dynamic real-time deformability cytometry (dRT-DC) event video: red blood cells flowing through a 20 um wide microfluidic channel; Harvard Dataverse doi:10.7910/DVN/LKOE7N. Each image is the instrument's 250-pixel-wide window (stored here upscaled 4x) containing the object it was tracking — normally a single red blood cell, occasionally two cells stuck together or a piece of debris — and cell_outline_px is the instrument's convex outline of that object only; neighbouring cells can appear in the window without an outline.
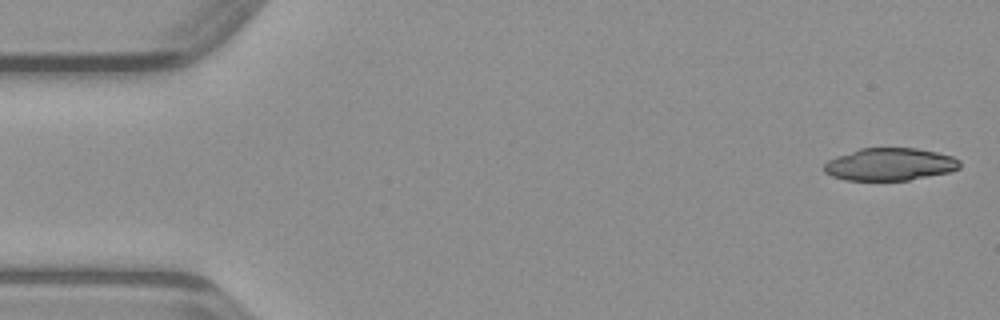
{"species": "common noctule bat (a hibernating species)", "species_latin": "Nyctalus noctula", "temperature_condition": "warm", "stored_images_in_passage": 46, "camera_frame_rate_fps": 3000, "um_per_image_px": 0.085, "animal": {"sex": "male", "body_mass_g": 23.1, "forearm_length_mm": 52.7}, "frame": {"image": 1, "passage_image": 1, "time_ms": 0.0, "image_size_px": [1000, 320], "cell_outline_px": [[960, 168], [948, 172], [908, 180], [844, 180], [832, 176], [824, 172], [824, 164], [828, 160], [836, 156], [860, 148], [916, 148], [936, 152], [952, 156], [960, 160]], "centroid_in_image_um": [75.62, 13.96], "position_along_channel_um": 9.4, "area_um2": 25.66}}